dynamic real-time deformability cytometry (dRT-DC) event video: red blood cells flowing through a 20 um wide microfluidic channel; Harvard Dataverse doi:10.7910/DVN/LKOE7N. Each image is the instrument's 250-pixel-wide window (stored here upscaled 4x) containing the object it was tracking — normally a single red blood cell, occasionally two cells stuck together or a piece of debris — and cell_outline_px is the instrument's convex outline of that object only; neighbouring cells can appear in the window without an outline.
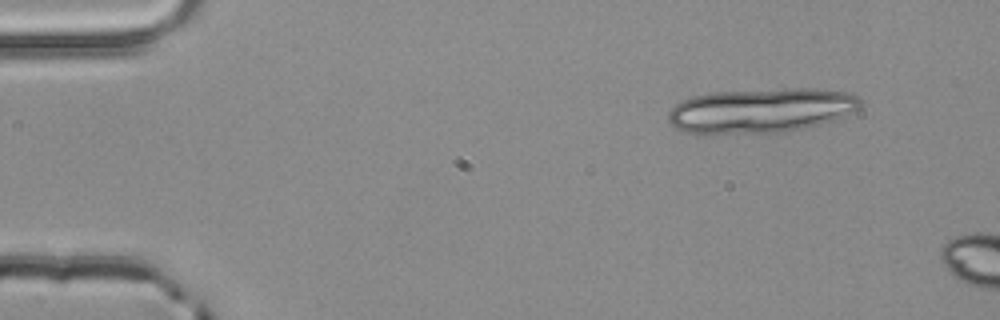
{"species": "common noctule bat (a hibernating species)", "species_latin": "Nyctalus noctula", "temperature_condition": "room temperature", "stored_images_in_passage": 3, "camera_frame_rate_fps": 3000, "um_per_image_px": 0.085, "animal": {"sex": "male", "body_mass_g": 20.4}, "frame": {"image": 1, "passage_image": 1, "time_ms": 0.0, "image_size_px": [1000, 320], "cell_outline_px": [[864, 100], [860, 108], [844, 116], [820, 124], [788, 132], [712, 136], [688, 132], [676, 128], [668, 120], [668, 112], [680, 100], [692, 96], [712, 92], [788, 88], [804, 88], [852, 92]], "centroid_in_image_um": [64.67, 9.41], "position_along_channel_um": 20.3, "area_um2": 51.21}}